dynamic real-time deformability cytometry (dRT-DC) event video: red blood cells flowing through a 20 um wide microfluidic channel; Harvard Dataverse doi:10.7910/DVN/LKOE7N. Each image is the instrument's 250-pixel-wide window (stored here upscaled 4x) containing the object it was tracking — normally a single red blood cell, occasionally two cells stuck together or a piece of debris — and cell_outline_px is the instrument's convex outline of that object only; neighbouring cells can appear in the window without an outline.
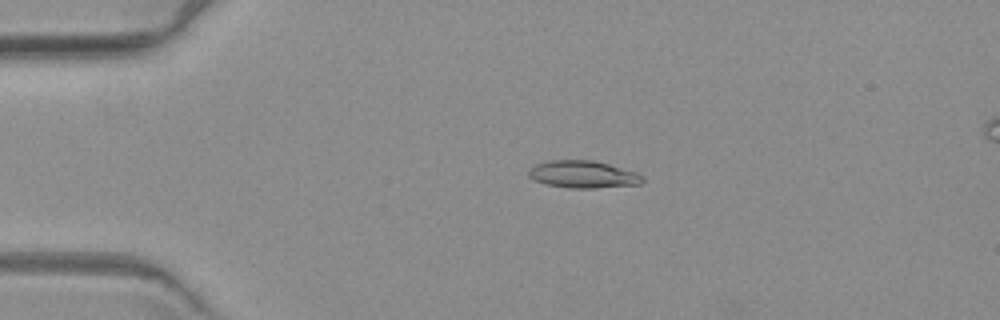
{"species": "common noctule bat (a hibernating species)", "species_latin": "Nyctalus noctula", "temperature_condition": "warm", "stored_images_in_passage": 5, "camera_frame_rate_fps": 3000, "um_per_image_px": 0.085, "animal": {"sex": "female", "body_mass_g": 19.3, "forearm_length_mm": 54.1}, "frame": {"image": 1, "passage_image": 3, "time_ms": 2.333, "image_size_px": [1000, 320], "cell_outline_px": [[644, 180], [640, 184], [592, 188], [568, 188], [548, 184], [532, 180], [528, 176], [528, 172], [536, 164], [552, 160], [592, 160], [608, 164], [636, 172], [644, 176]], "centroid_in_image_um": [49.56, 14.82], "position_along_channel_um": 35.4, "area_um2": 17.98}}